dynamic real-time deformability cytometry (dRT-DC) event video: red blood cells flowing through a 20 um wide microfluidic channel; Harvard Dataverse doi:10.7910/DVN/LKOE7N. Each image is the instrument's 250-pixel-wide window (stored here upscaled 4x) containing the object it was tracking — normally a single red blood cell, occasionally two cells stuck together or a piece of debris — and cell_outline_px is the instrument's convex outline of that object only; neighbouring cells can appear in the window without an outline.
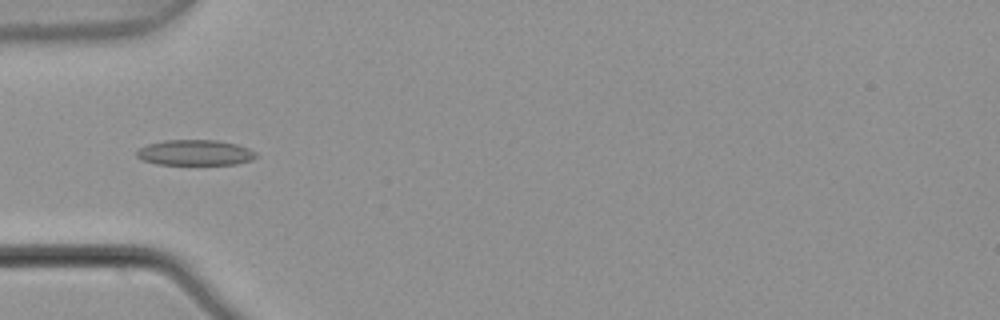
{"species": "common noctule bat (a hibernating species)", "species_latin": "Nyctalus noctula", "temperature_condition": "warm", "stored_images_in_passage": 7, "camera_frame_rate_fps": 3000, "um_per_image_px": 0.085, "animal": {"sex": "male", "body_mass_g": 21.5, "forearm_length_mm": 52.0}, "frame": {"image": 1, "passage_image": 4, "time_ms": 1.0, "image_size_px": [1000, 320], "cell_outline_px": [[256, 156], [252, 160], [236, 164], [156, 164], [140, 160], [136, 156], [136, 152], [140, 148], [148, 144], [164, 140], [216, 140], [236, 144], [248, 148], [256, 152]], "centroid_in_image_um": [16.56, 12.97], "position_along_channel_um": 68.4, "area_um2": 17.74}}
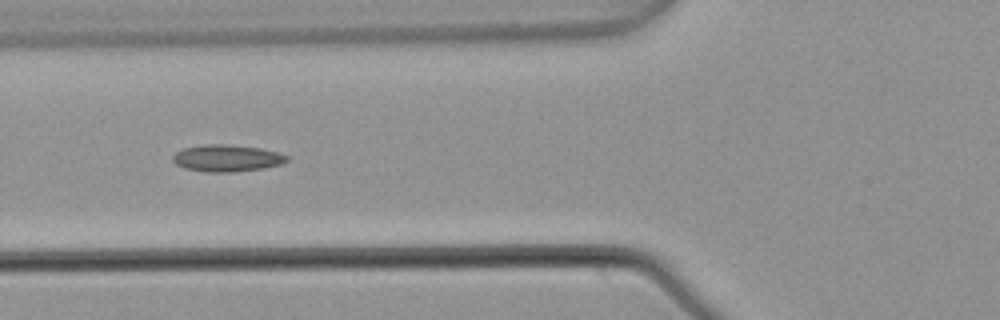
{"frame": {"image": 2, "passage_image": 5, "time_ms": 1.333, "image_size_px": [1000, 320], "cell_outline_px": [[288, 160], [280, 164], [264, 168], [232, 172], [208, 172], [184, 168], [176, 164], [172, 160], [172, 156], [176, 152], [184, 148], [204, 144], [228, 144], [260, 148], [276, 152], [288, 156]], "centroid_in_image_um": [19.26, 13.44], "position_along_channel_um": 106.5, "area_um2": 17.8}}
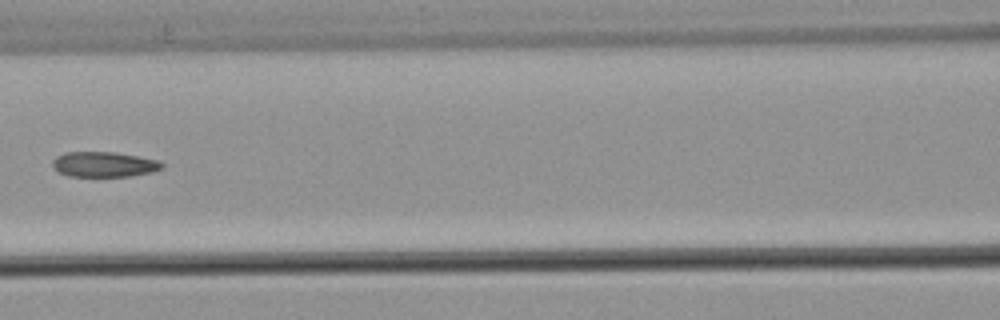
{"frame": {"image": 3, "passage_image": 6, "time_ms": 1.667, "image_size_px": [1000, 320], "cell_outline_px": [[164, 168], [152, 172], [128, 176], [68, 176], [60, 172], [52, 164], [52, 160], [56, 156], [64, 152], [116, 152], [160, 160], [164, 164]], "centroid_in_image_um": [8.88, 13.96], "position_along_channel_um": 157.7, "area_um2": 16.13}}